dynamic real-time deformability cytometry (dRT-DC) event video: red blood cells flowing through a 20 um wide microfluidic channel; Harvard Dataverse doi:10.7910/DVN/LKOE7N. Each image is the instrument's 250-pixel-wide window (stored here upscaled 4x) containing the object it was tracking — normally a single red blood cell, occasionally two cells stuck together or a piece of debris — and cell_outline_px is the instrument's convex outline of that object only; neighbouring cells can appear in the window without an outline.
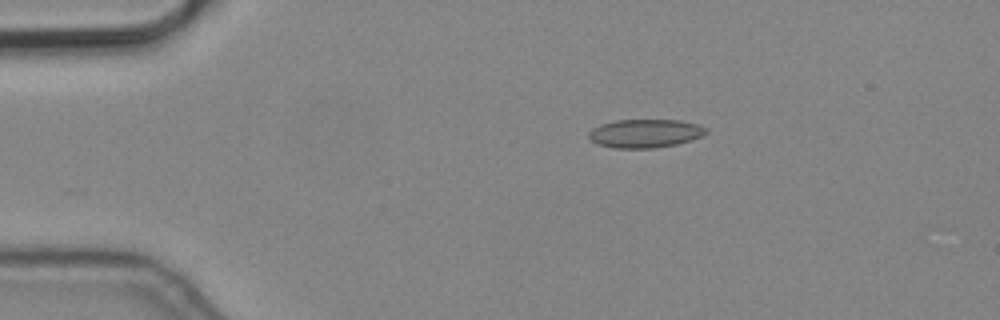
{"species": "common noctule bat (a hibernating species)", "species_latin": "Nyctalus noctula", "temperature_condition": "cold", "stored_images_in_passage": 3, "camera_frame_rate_fps": 3000, "um_per_image_px": 0.085, "animal": {"sex": "male", "body_mass_g": 19.2, "forearm_length_mm": 51.8}, "frame": {"image": 1, "passage_image": 3, "time_ms": 0.667, "image_size_px": [1000, 320], "cell_outline_px": [[708, 132], [700, 136], [676, 144], [652, 148], [616, 148], [596, 144], [588, 136], [588, 132], [592, 128], [600, 124], [616, 120], [680, 120], [696, 124], [708, 128]], "centroid_in_image_um": [54.8, 11.33], "position_along_channel_um": 30.2, "area_um2": 19.36}}